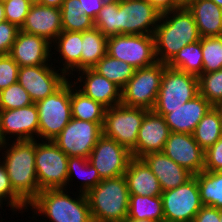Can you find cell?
Wrapping results in <instances>:
<instances>
[{
  "label": "cell",
  "mask_w": 222,
  "mask_h": 222,
  "mask_svg": "<svg viewBox=\"0 0 222 222\" xmlns=\"http://www.w3.org/2000/svg\"><path fill=\"white\" fill-rule=\"evenodd\" d=\"M153 36L157 61L164 64L181 48L201 39L193 15L185 5L161 14Z\"/></svg>",
  "instance_id": "6da1fadb"
},
{
  "label": "cell",
  "mask_w": 222,
  "mask_h": 222,
  "mask_svg": "<svg viewBox=\"0 0 222 222\" xmlns=\"http://www.w3.org/2000/svg\"><path fill=\"white\" fill-rule=\"evenodd\" d=\"M1 150L13 190L29 204L40 192L35 168V140L3 142L0 143Z\"/></svg>",
  "instance_id": "7a4b0ae2"
},
{
  "label": "cell",
  "mask_w": 222,
  "mask_h": 222,
  "mask_svg": "<svg viewBox=\"0 0 222 222\" xmlns=\"http://www.w3.org/2000/svg\"><path fill=\"white\" fill-rule=\"evenodd\" d=\"M67 190L65 188L41 190L28 204V210L31 208L33 215L46 217L49 222H93L86 194L79 191L78 194L72 192L74 196L72 197L70 190Z\"/></svg>",
  "instance_id": "3957f363"
},
{
  "label": "cell",
  "mask_w": 222,
  "mask_h": 222,
  "mask_svg": "<svg viewBox=\"0 0 222 222\" xmlns=\"http://www.w3.org/2000/svg\"><path fill=\"white\" fill-rule=\"evenodd\" d=\"M129 195L124 175L102 179L86 193L93 222H124L128 215Z\"/></svg>",
  "instance_id": "277c9868"
},
{
  "label": "cell",
  "mask_w": 222,
  "mask_h": 222,
  "mask_svg": "<svg viewBox=\"0 0 222 222\" xmlns=\"http://www.w3.org/2000/svg\"><path fill=\"white\" fill-rule=\"evenodd\" d=\"M39 116V140H53L71 121L70 78L53 94L35 103Z\"/></svg>",
  "instance_id": "5b68a950"
},
{
  "label": "cell",
  "mask_w": 222,
  "mask_h": 222,
  "mask_svg": "<svg viewBox=\"0 0 222 222\" xmlns=\"http://www.w3.org/2000/svg\"><path fill=\"white\" fill-rule=\"evenodd\" d=\"M166 66L167 64L156 62L153 65L135 69L133 76L121 90V104L153 110Z\"/></svg>",
  "instance_id": "8992f818"
},
{
  "label": "cell",
  "mask_w": 222,
  "mask_h": 222,
  "mask_svg": "<svg viewBox=\"0 0 222 222\" xmlns=\"http://www.w3.org/2000/svg\"><path fill=\"white\" fill-rule=\"evenodd\" d=\"M68 158L53 140H35V168L39 191L68 188Z\"/></svg>",
  "instance_id": "52a82bcc"
},
{
  "label": "cell",
  "mask_w": 222,
  "mask_h": 222,
  "mask_svg": "<svg viewBox=\"0 0 222 222\" xmlns=\"http://www.w3.org/2000/svg\"><path fill=\"white\" fill-rule=\"evenodd\" d=\"M148 111L122 104L106 109L102 126L103 135L131 151L136 146L139 128Z\"/></svg>",
  "instance_id": "ba28073f"
},
{
  "label": "cell",
  "mask_w": 222,
  "mask_h": 222,
  "mask_svg": "<svg viewBox=\"0 0 222 222\" xmlns=\"http://www.w3.org/2000/svg\"><path fill=\"white\" fill-rule=\"evenodd\" d=\"M161 199L164 222H193L196 214L204 206L195 175L184 184L163 191Z\"/></svg>",
  "instance_id": "9c48e42d"
},
{
  "label": "cell",
  "mask_w": 222,
  "mask_h": 222,
  "mask_svg": "<svg viewBox=\"0 0 222 222\" xmlns=\"http://www.w3.org/2000/svg\"><path fill=\"white\" fill-rule=\"evenodd\" d=\"M107 54L130 64L135 69L158 62L153 35L118 34L108 37Z\"/></svg>",
  "instance_id": "30bf717a"
},
{
  "label": "cell",
  "mask_w": 222,
  "mask_h": 222,
  "mask_svg": "<svg viewBox=\"0 0 222 222\" xmlns=\"http://www.w3.org/2000/svg\"><path fill=\"white\" fill-rule=\"evenodd\" d=\"M199 95L198 77L168 66L153 109H177Z\"/></svg>",
  "instance_id": "8fae6325"
},
{
  "label": "cell",
  "mask_w": 222,
  "mask_h": 222,
  "mask_svg": "<svg viewBox=\"0 0 222 222\" xmlns=\"http://www.w3.org/2000/svg\"><path fill=\"white\" fill-rule=\"evenodd\" d=\"M103 123L72 118L53 139V142L68 157L88 158L97 141L103 135Z\"/></svg>",
  "instance_id": "7c38bea8"
},
{
  "label": "cell",
  "mask_w": 222,
  "mask_h": 222,
  "mask_svg": "<svg viewBox=\"0 0 222 222\" xmlns=\"http://www.w3.org/2000/svg\"><path fill=\"white\" fill-rule=\"evenodd\" d=\"M53 62L19 68L17 82L28 92L34 103L57 91L69 78ZM57 70V71H56Z\"/></svg>",
  "instance_id": "4fadbf2b"
},
{
  "label": "cell",
  "mask_w": 222,
  "mask_h": 222,
  "mask_svg": "<svg viewBox=\"0 0 222 222\" xmlns=\"http://www.w3.org/2000/svg\"><path fill=\"white\" fill-rule=\"evenodd\" d=\"M132 158L128 148L104 135L99 138L88 157L101 179L124 175Z\"/></svg>",
  "instance_id": "5bb4252c"
},
{
  "label": "cell",
  "mask_w": 222,
  "mask_h": 222,
  "mask_svg": "<svg viewBox=\"0 0 222 222\" xmlns=\"http://www.w3.org/2000/svg\"><path fill=\"white\" fill-rule=\"evenodd\" d=\"M160 17L147 0H119V34L153 35Z\"/></svg>",
  "instance_id": "9a60e30c"
},
{
  "label": "cell",
  "mask_w": 222,
  "mask_h": 222,
  "mask_svg": "<svg viewBox=\"0 0 222 222\" xmlns=\"http://www.w3.org/2000/svg\"><path fill=\"white\" fill-rule=\"evenodd\" d=\"M39 116L35 103L17 109L0 110V143L38 139ZM14 136V137H13ZM37 136V137H36Z\"/></svg>",
  "instance_id": "2e32d148"
},
{
  "label": "cell",
  "mask_w": 222,
  "mask_h": 222,
  "mask_svg": "<svg viewBox=\"0 0 222 222\" xmlns=\"http://www.w3.org/2000/svg\"><path fill=\"white\" fill-rule=\"evenodd\" d=\"M163 152L192 175L204 170L205 151L192 134L170 132Z\"/></svg>",
  "instance_id": "e0dca14e"
},
{
  "label": "cell",
  "mask_w": 222,
  "mask_h": 222,
  "mask_svg": "<svg viewBox=\"0 0 222 222\" xmlns=\"http://www.w3.org/2000/svg\"><path fill=\"white\" fill-rule=\"evenodd\" d=\"M212 105L200 94L177 109H153L164 116L170 132L192 134Z\"/></svg>",
  "instance_id": "ac0fdd59"
},
{
  "label": "cell",
  "mask_w": 222,
  "mask_h": 222,
  "mask_svg": "<svg viewBox=\"0 0 222 222\" xmlns=\"http://www.w3.org/2000/svg\"><path fill=\"white\" fill-rule=\"evenodd\" d=\"M170 134L164 116L149 110L138 132L136 146L131 150L133 158H141L151 152H163Z\"/></svg>",
  "instance_id": "d6986e66"
},
{
  "label": "cell",
  "mask_w": 222,
  "mask_h": 222,
  "mask_svg": "<svg viewBox=\"0 0 222 222\" xmlns=\"http://www.w3.org/2000/svg\"><path fill=\"white\" fill-rule=\"evenodd\" d=\"M51 43L45 38L19 30L9 55L20 67L50 64Z\"/></svg>",
  "instance_id": "ffe728a7"
},
{
  "label": "cell",
  "mask_w": 222,
  "mask_h": 222,
  "mask_svg": "<svg viewBox=\"0 0 222 222\" xmlns=\"http://www.w3.org/2000/svg\"><path fill=\"white\" fill-rule=\"evenodd\" d=\"M76 73H78L77 81L75 80L73 84L84 95L107 109L121 104V89L93 68L83 69Z\"/></svg>",
  "instance_id": "44dd1931"
},
{
  "label": "cell",
  "mask_w": 222,
  "mask_h": 222,
  "mask_svg": "<svg viewBox=\"0 0 222 222\" xmlns=\"http://www.w3.org/2000/svg\"><path fill=\"white\" fill-rule=\"evenodd\" d=\"M20 30L43 37L52 44L63 31L61 9L32 4Z\"/></svg>",
  "instance_id": "7402d4cb"
},
{
  "label": "cell",
  "mask_w": 222,
  "mask_h": 222,
  "mask_svg": "<svg viewBox=\"0 0 222 222\" xmlns=\"http://www.w3.org/2000/svg\"><path fill=\"white\" fill-rule=\"evenodd\" d=\"M141 159L157 177L162 191L176 188L193 176L164 152H151L141 157Z\"/></svg>",
  "instance_id": "603a6c76"
},
{
  "label": "cell",
  "mask_w": 222,
  "mask_h": 222,
  "mask_svg": "<svg viewBox=\"0 0 222 222\" xmlns=\"http://www.w3.org/2000/svg\"><path fill=\"white\" fill-rule=\"evenodd\" d=\"M51 46H54L55 48L53 47V49L59 52L54 53L52 51V55L55 54L54 56H56V54H60L57 57L58 60L54 58V64L55 61H59L58 63H62L60 66L63 67L60 71H62L68 78L75 77V72L81 70L82 32L62 31Z\"/></svg>",
  "instance_id": "cb8c5ba5"
},
{
  "label": "cell",
  "mask_w": 222,
  "mask_h": 222,
  "mask_svg": "<svg viewBox=\"0 0 222 222\" xmlns=\"http://www.w3.org/2000/svg\"><path fill=\"white\" fill-rule=\"evenodd\" d=\"M192 13L201 38L222 36V8L212 0H188L184 4Z\"/></svg>",
  "instance_id": "d4e9b609"
},
{
  "label": "cell",
  "mask_w": 222,
  "mask_h": 222,
  "mask_svg": "<svg viewBox=\"0 0 222 222\" xmlns=\"http://www.w3.org/2000/svg\"><path fill=\"white\" fill-rule=\"evenodd\" d=\"M130 195L158 196L162 189L157 177L141 158H132L124 173Z\"/></svg>",
  "instance_id": "484cf974"
},
{
  "label": "cell",
  "mask_w": 222,
  "mask_h": 222,
  "mask_svg": "<svg viewBox=\"0 0 222 222\" xmlns=\"http://www.w3.org/2000/svg\"><path fill=\"white\" fill-rule=\"evenodd\" d=\"M70 80L72 118L89 122H104L107 108L76 89L72 79Z\"/></svg>",
  "instance_id": "4316f807"
},
{
  "label": "cell",
  "mask_w": 222,
  "mask_h": 222,
  "mask_svg": "<svg viewBox=\"0 0 222 222\" xmlns=\"http://www.w3.org/2000/svg\"><path fill=\"white\" fill-rule=\"evenodd\" d=\"M107 39L95 27L82 32L81 70L93 68L107 54Z\"/></svg>",
  "instance_id": "83f0119b"
},
{
  "label": "cell",
  "mask_w": 222,
  "mask_h": 222,
  "mask_svg": "<svg viewBox=\"0 0 222 222\" xmlns=\"http://www.w3.org/2000/svg\"><path fill=\"white\" fill-rule=\"evenodd\" d=\"M127 219H150L154 221L164 222L161 195H129V209Z\"/></svg>",
  "instance_id": "f1b7e54d"
},
{
  "label": "cell",
  "mask_w": 222,
  "mask_h": 222,
  "mask_svg": "<svg viewBox=\"0 0 222 222\" xmlns=\"http://www.w3.org/2000/svg\"><path fill=\"white\" fill-rule=\"evenodd\" d=\"M192 135L204 151L222 137L221 117L216 106H212L203 116Z\"/></svg>",
  "instance_id": "f546056e"
},
{
  "label": "cell",
  "mask_w": 222,
  "mask_h": 222,
  "mask_svg": "<svg viewBox=\"0 0 222 222\" xmlns=\"http://www.w3.org/2000/svg\"><path fill=\"white\" fill-rule=\"evenodd\" d=\"M81 175H80V173ZM79 177H78V176ZM77 176L80 179V187L77 191L87 193L90 189L96 187L102 180L96 168L85 157H69L68 158V176L67 186L70 189L73 178ZM70 183V184H69Z\"/></svg>",
  "instance_id": "4dcf8cb0"
},
{
  "label": "cell",
  "mask_w": 222,
  "mask_h": 222,
  "mask_svg": "<svg viewBox=\"0 0 222 222\" xmlns=\"http://www.w3.org/2000/svg\"><path fill=\"white\" fill-rule=\"evenodd\" d=\"M195 176L202 204L222 210V171L203 170Z\"/></svg>",
  "instance_id": "1f68e13d"
},
{
  "label": "cell",
  "mask_w": 222,
  "mask_h": 222,
  "mask_svg": "<svg viewBox=\"0 0 222 222\" xmlns=\"http://www.w3.org/2000/svg\"><path fill=\"white\" fill-rule=\"evenodd\" d=\"M93 69L109 81L117 85L121 90L134 74L135 68L130 64L106 54Z\"/></svg>",
  "instance_id": "d6a6232c"
},
{
  "label": "cell",
  "mask_w": 222,
  "mask_h": 222,
  "mask_svg": "<svg viewBox=\"0 0 222 222\" xmlns=\"http://www.w3.org/2000/svg\"><path fill=\"white\" fill-rule=\"evenodd\" d=\"M60 9L63 31L84 32L95 27L94 20L85 14L79 0H64Z\"/></svg>",
  "instance_id": "836d02e7"
},
{
  "label": "cell",
  "mask_w": 222,
  "mask_h": 222,
  "mask_svg": "<svg viewBox=\"0 0 222 222\" xmlns=\"http://www.w3.org/2000/svg\"><path fill=\"white\" fill-rule=\"evenodd\" d=\"M202 60V47L199 40L181 48L167 66L199 77L203 69Z\"/></svg>",
  "instance_id": "e575fe53"
},
{
  "label": "cell",
  "mask_w": 222,
  "mask_h": 222,
  "mask_svg": "<svg viewBox=\"0 0 222 222\" xmlns=\"http://www.w3.org/2000/svg\"><path fill=\"white\" fill-rule=\"evenodd\" d=\"M200 42L203 57L202 73L222 69V36L203 37Z\"/></svg>",
  "instance_id": "d590c367"
},
{
  "label": "cell",
  "mask_w": 222,
  "mask_h": 222,
  "mask_svg": "<svg viewBox=\"0 0 222 222\" xmlns=\"http://www.w3.org/2000/svg\"><path fill=\"white\" fill-rule=\"evenodd\" d=\"M199 94L203 96L212 106L222 103V69L202 73L198 77Z\"/></svg>",
  "instance_id": "8d00e7d4"
},
{
  "label": "cell",
  "mask_w": 222,
  "mask_h": 222,
  "mask_svg": "<svg viewBox=\"0 0 222 222\" xmlns=\"http://www.w3.org/2000/svg\"><path fill=\"white\" fill-rule=\"evenodd\" d=\"M94 26L107 38L119 34V0L103 5L94 20Z\"/></svg>",
  "instance_id": "74e56055"
},
{
  "label": "cell",
  "mask_w": 222,
  "mask_h": 222,
  "mask_svg": "<svg viewBox=\"0 0 222 222\" xmlns=\"http://www.w3.org/2000/svg\"><path fill=\"white\" fill-rule=\"evenodd\" d=\"M5 204H8L7 207L10 206L11 209L9 210L14 213L15 211L20 212L21 210L22 213L26 212V210L28 211L27 207H29L28 204L13 190L8 173L0 158V209H3L2 207ZM23 209L26 210L23 211Z\"/></svg>",
  "instance_id": "f35d334b"
},
{
  "label": "cell",
  "mask_w": 222,
  "mask_h": 222,
  "mask_svg": "<svg viewBox=\"0 0 222 222\" xmlns=\"http://www.w3.org/2000/svg\"><path fill=\"white\" fill-rule=\"evenodd\" d=\"M28 92L18 82L0 91V110H10L33 104Z\"/></svg>",
  "instance_id": "ab89813d"
},
{
  "label": "cell",
  "mask_w": 222,
  "mask_h": 222,
  "mask_svg": "<svg viewBox=\"0 0 222 222\" xmlns=\"http://www.w3.org/2000/svg\"><path fill=\"white\" fill-rule=\"evenodd\" d=\"M31 5L32 4L28 0L4 1L5 20L21 28L29 13Z\"/></svg>",
  "instance_id": "60d3db41"
},
{
  "label": "cell",
  "mask_w": 222,
  "mask_h": 222,
  "mask_svg": "<svg viewBox=\"0 0 222 222\" xmlns=\"http://www.w3.org/2000/svg\"><path fill=\"white\" fill-rule=\"evenodd\" d=\"M20 66L9 55H0V91L17 83Z\"/></svg>",
  "instance_id": "b9f144b4"
},
{
  "label": "cell",
  "mask_w": 222,
  "mask_h": 222,
  "mask_svg": "<svg viewBox=\"0 0 222 222\" xmlns=\"http://www.w3.org/2000/svg\"><path fill=\"white\" fill-rule=\"evenodd\" d=\"M204 170L210 172L222 171V137L205 150Z\"/></svg>",
  "instance_id": "7bdbcfd3"
},
{
  "label": "cell",
  "mask_w": 222,
  "mask_h": 222,
  "mask_svg": "<svg viewBox=\"0 0 222 222\" xmlns=\"http://www.w3.org/2000/svg\"><path fill=\"white\" fill-rule=\"evenodd\" d=\"M20 28L8 21L0 22V55L9 54Z\"/></svg>",
  "instance_id": "ee69618b"
},
{
  "label": "cell",
  "mask_w": 222,
  "mask_h": 222,
  "mask_svg": "<svg viewBox=\"0 0 222 222\" xmlns=\"http://www.w3.org/2000/svg\"><path fill=\"white\" fill-rule=\"evenodd\" d=\"M193 222H220V209L204 205L194 217Z\"/></svg>",
  "instance_id": "f6af8a7d"
},
{
  "label": "cell",
  "mask_w": 222,
  "mask_h": 222,
  "mask_svg": "<svg viewBox=\"0 0 222 222\" xmlns=\"http://www.w3.org/2000/svg\"><path fill=\"white\" fill-rule=\"evenodd\" d=\"M161 14L184 6L182 0H147Z\"/></svg>",
  "instance_id": "bcb514c9"
},
{
  "label": "cell",
  "mask_w": 222,
  "mask_h": 222,
  "mask_svg": "<svg viewBox=\"0 0 222 222\" xmlns=\"http://www.w3.org/2000/svg\"><path fill=\"white\" fill-rule=\"evenodd\" d=\"M82 6V10L85 14L91 17L93 20L96 19L100 10L103 7V2L101 0H79Z\"/></svg>",
  "instance_id": "7dc6e473"
},
{
  "label": "cell",
  "mask_w": 222,
  "mask_h": 222,
  "mask_svg": "<svg viewBox=\"0 0 222 222\" xmlns=\"http://www.w3.org/2000/svg\"><path fill=\"white\" fill-rule=\"evenodd\" d=\"M63 2L64 0H41L39 4L43 6L60 8L63 5Z\"/></svg>",
  "instance_id": "c3c4849f"
},
{
  "label": "cell",
  "mask_w": 222,
  "mask_h": 222,
  "mask_svg": "<svg viewBox=\"0 0 222 222\" xmlns=\"http://www.w3.org/2000/svg\"><path fill=\"white\" fill-rule=\"evenodd\" d=\"M5 21V12L3 2L0 1V22Z\"/></svg>",
  "instance_id": "681fc988"
},
{
  "label": "cell",
  "mask_w": 222,
  "mask_h": 222,
  "mask_svg": "<svg viewBox=\"0 0 222 222\" xmlns=\"http://www.w3.org/2000/svg\"><path fill=\"white\" fill-rule=\"evenodd\" d=\"M124 222H159V221H154L150 219H144V220L126 219Z\"/></svg>",
  "instance_id": "f907efd6"
},
{
  "label": "cell",
  "mask_w": 222,
  "mask_h": 222,
  "mask_svg": "<svg viewBox=\"0 0 222 222\" xmlns=\"http://www.w3.org/2000/svg\"><path fill=\"white\" fill-rule=\"evenodd\" d=\"M220 112L221 123H222V103L216 106Z\"/></svg>",
  "instance_id": "816d5d0a"
},
{
  "label": "cell",
  "mask_w": 222,
  "mask_h": 222,
  "mask_svg": "<svg viewBox=\"0 0 222 222\" xmlns=\"http://www.w3.org/2000/svg\"><path fill=\"white\" fill-rule=\"evenodd\" d=\"M103 2V4H111L113 2H116L118 0H101Z\"/></svg>",
  "instance_id": "f5cc1de1"
},
{
  "label": "cell",
  "mask_w": 222,
  "mask_h": 222,
  "mask_svg": "<svg viewBox=\"0 0 222 222\" xmlns=\"http://www.w3.org/2000/svg\"><path fill=\"white\" fill-rule=\"evenodd\" d=\"M214 3H216L219 7L222 8V0H212Z\"/></svg>",
  "instance_id": "db71d44e"
},
{
  "label": "cell",
  "mask_w": 222,
  "mask_h": 222,
  "mask_svg": "<svg viewBox=\"0 0 222 222\" xmlns=\"http://www.w3.org/2000/svg\"><path fill=\"white\" fill-rule=\"evenodd\" d=\"M31 4H39L41 0H28Z\"/></svg>",
  "instance_id": "11a10c76"
},
{
  "label": "cell",
  "mask_w": 222,
  "mask_h": 222,
  "mask_svg": "<svg viewBox=\"0 0 222 222\" xmlns=\"http://www.w3.org/2000/svg\"><path fill=\"white\" fill-rule=\"evenodd\" d=\"M220 222H222V210L220 209Z\"/></svg>",
  "instance_id": "9f6ffc18"
}]
</instances>
